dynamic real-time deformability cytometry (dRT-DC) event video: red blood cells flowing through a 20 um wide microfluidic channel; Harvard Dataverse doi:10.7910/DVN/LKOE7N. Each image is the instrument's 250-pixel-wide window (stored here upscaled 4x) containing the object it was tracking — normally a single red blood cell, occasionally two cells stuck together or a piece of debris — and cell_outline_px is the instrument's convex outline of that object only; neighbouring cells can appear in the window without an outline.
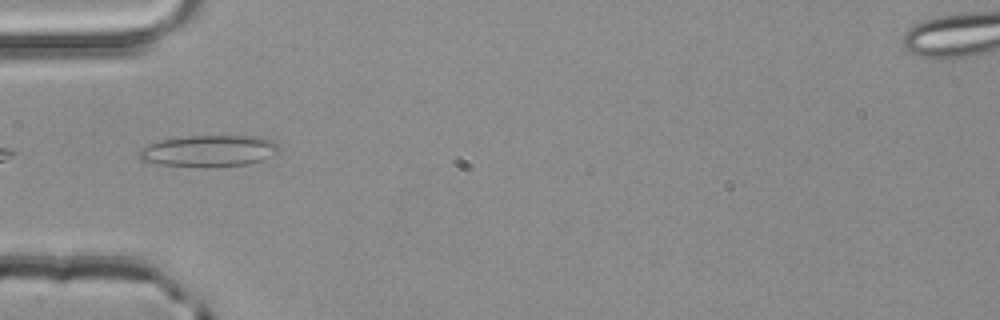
{"species": "common noctule bat (a hibernating species)", "species_latin": "Nyctalus noctula", "temperature_condition": "room temperature", "stored_images_in_passage": 3, "segment_of_instrument_passage": [2, 2], "camera_frame_rate_fps": 3000, "um_per_image_px": 0.085, "animal": {"sex": "male", "body_mass_g": 20.4}, "frame": {"image": 1, "passage_image": 3, "time_ms": 0.667, "image_size_px": [1000, 320], "cell_outline_px": [[280, 152], [260, 160], [248, 164], [208, 168], [160, 164], [140, 160], [140, 148], [148, 144], [160, 140], [188, 136], [260, 136], [272, 140], [280, 148]], "centroid_in_image_um": [17.77, 12.83], "position_along_channel_um": 67.2, "area_um2": 25.84}}